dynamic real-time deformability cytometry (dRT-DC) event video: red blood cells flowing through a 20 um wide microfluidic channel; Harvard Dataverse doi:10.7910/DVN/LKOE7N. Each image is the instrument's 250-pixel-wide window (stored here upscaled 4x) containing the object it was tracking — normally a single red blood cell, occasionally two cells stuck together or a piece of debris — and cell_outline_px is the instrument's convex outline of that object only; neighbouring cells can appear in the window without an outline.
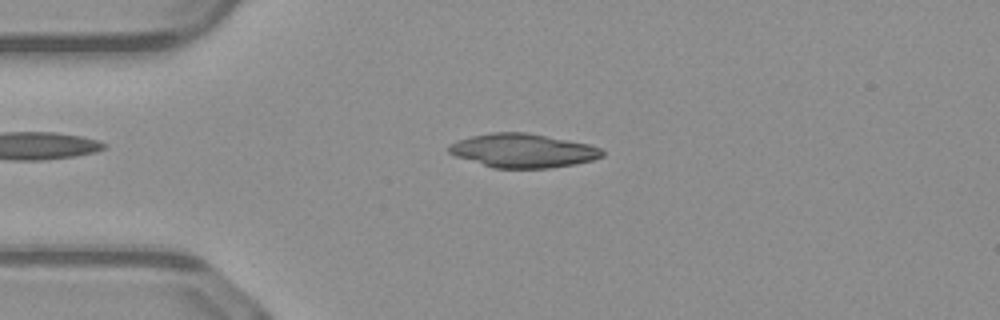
{"species": "common noctule bat (a hibernating species)", "species_latin": "Nyctalus noctula", "temperature_condition": "warm", "stored_images_in_passage": 49, "camera_frame_rate_fps": 3000, "um_per_image_px": 0.085, "animal": {"sex": "male", "body_mass_g": 23.1, "forearm_length_mm": 52.7}, "frame": {"image": 1, "passage_image": 11, "time_ms": 3.333, "image_size_px": [1000, 320], "cell_outline_px": [[604, 156], [592, 160], [572, 164], [548, 168], [492, 168], [456, 156], [448, 152], [448, 144], [472, 136], [492, 132], [524, 132], [588, 144], [600, 148], [604, 152]], "centroid_in_image_um": [44.42, 12.81], "position_along_channel_um": 40.6, "area_um2": 29.94}}
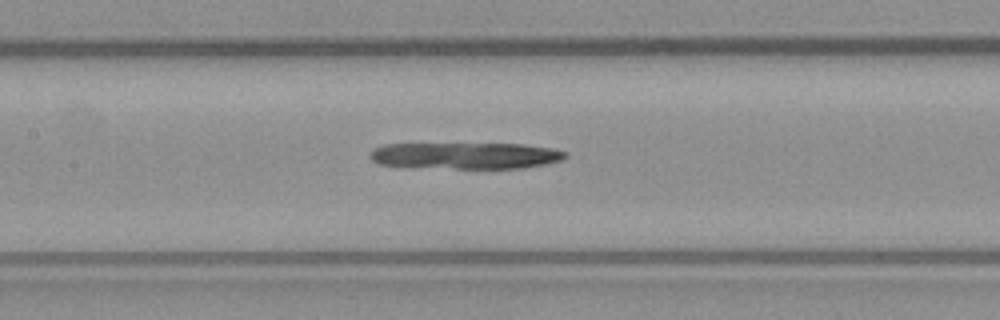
{"frame": {"image": 2, "passage_image": 22, "time_ms": 7.0, "image_size_px": [1000, 320], "cell_outline_px": [[568, 156], [564, 160], [524, 168], [456, 168], [380, 164], [372, 160], [368, 156], [372, 148], [384, 144], [524, 144], [552, 148], [568, 152]], "centroid_in_image_um": [39.64, 13.22], "position_along_channel_um": 167.8, "area_um2": 30.0}}
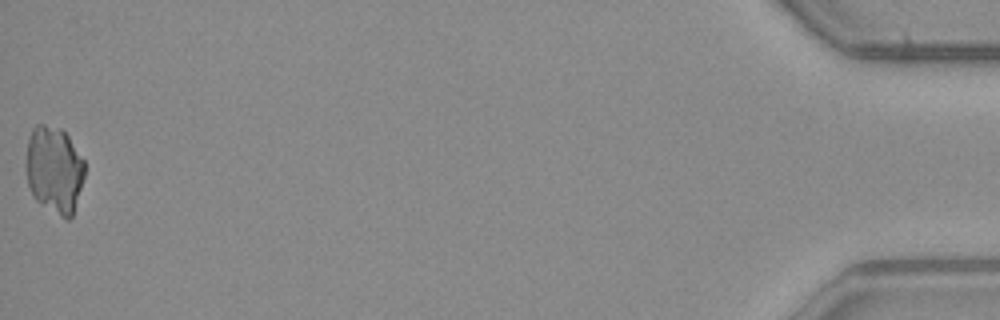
{"frame": {"image": 3, "passage_image": 49, "time_ms": 16.0, "image_size_px": [1000, 320], "cell_outline_px": [[84, 176], [72, 216], [68, 220], [60, 216], [36, 200], [28, 184], [24, 164], [28, 140], [32, 128], [36, 124], [44, 124], [60, 128], [68, 136], [84, 160]], "centroid_in_image_um": [4.58, 14.39], "position_along_channel_um": 430.6, "area_um2": 29.71}}